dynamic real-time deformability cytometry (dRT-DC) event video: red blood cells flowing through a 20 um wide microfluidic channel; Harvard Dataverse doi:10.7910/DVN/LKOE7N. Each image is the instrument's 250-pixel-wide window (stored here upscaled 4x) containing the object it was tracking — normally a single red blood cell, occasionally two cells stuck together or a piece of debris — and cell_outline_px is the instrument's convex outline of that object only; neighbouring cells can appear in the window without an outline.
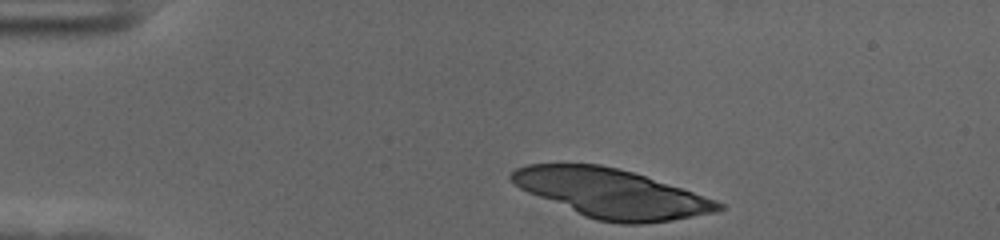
{"species": "human", "species_latin": "Homo sapiens", "temperature_condition": "cold", "stored_images_in_passage": 18, "camera_frame_rate_fps": 3000, "um_per_image_px": 0.085, "donor": {"sex": "female"}, "frame": {"image": 1, "passage_image": 1, "time_ms": 0.0, "image_size_px": [1000, 240], "cell_outline_px": [[724, 208], [716, 212], [672, 220], [640, 224], [620, 224], [596, 220], [584, 216], [528, 192], [520, 188], [508, 176], [516, 168], [528, 164], [600, 164], [632, 172], [716, 200], [724, 204]], "centroid_in_image_um": [51.96, 16.44], "position_along_channel_um": 33.0, "area_um2": 58.15}}